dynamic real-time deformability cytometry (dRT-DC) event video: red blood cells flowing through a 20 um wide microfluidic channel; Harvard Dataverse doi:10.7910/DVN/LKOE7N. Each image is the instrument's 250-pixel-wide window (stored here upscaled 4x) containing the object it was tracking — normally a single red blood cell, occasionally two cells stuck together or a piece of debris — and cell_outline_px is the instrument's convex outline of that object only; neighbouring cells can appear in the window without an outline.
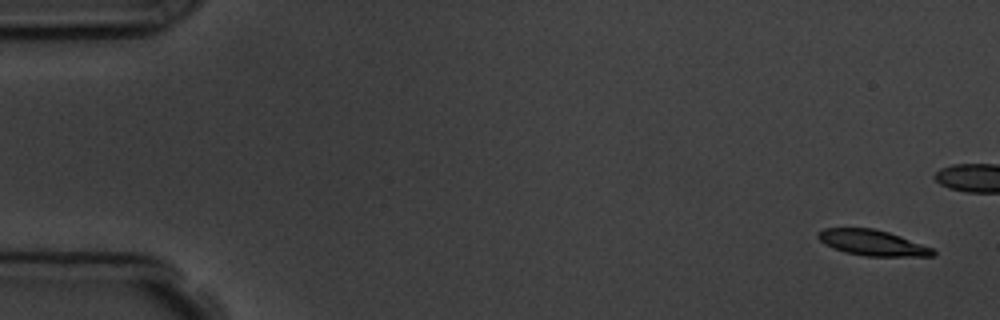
{"species": "common noctule bat (a hibernating species)", "species_latin": "Nyctalus noctula", "temperature_condition": "room temperature", "stored_images_in_passage": 6, "camera_frame_rate_fps": 3000, "um_per_image_px": 0.085, "animal": {"sex": "male", "body_mass_g": 19.5, "forearm_length_mm": 54.6}, "frame": {"image": 1, "passage_image": 1, "time_ms": 0.0, "image_size_px": [1000, 320], "cell_outline_px": [[936, 252], [932, 256], [868, 256], [844, 252], [824, 244], [816, 236], [816, 232], [824, 228], [872, 228], [888, 232], [900, 236], [932, 248]], "centroid_in_image_um": [74.11, 20.63], "position_along_channel_um": 10.9, "area_um2": 17.05}}
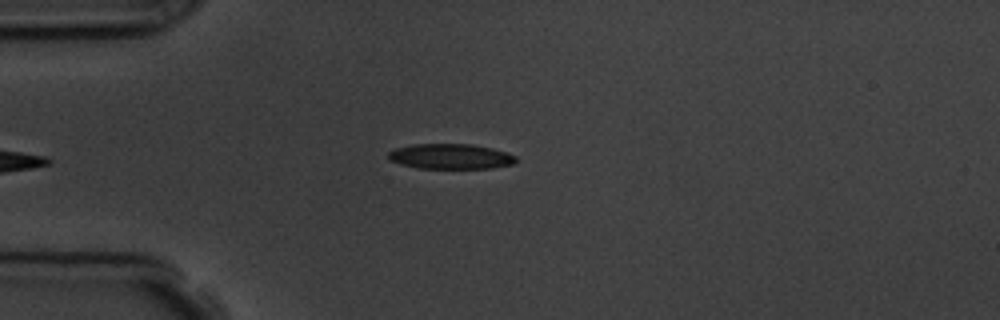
{"frame": {"image": 2, "passage_image": 6, "time_ms": 5.667, "image_size_px": [1000, 320], "cell_outline_px": [[516, 160], [512, 164], [492, 168], [416, 168], [400, 164], [388, 160], [388, 152], [396, 148], [412, 144], [472, 144], [492, 148], [508, 152], [516, 156]], "centroid_in_image_um": [38.28, 13.29], "position_along_channel_um": 46.7, "area_um2": 18.84}}